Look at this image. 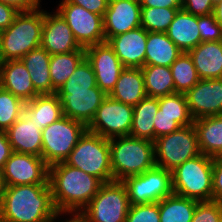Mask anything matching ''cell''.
<instances>
[{
    "label": "cell",
    "mask_w": 222,
    "mask_h": 222,
    "mask_svg": "<svg viewBox=\"0 0 222 222\" xmlns=\"http://www.w3.org/2000/svg\"><path fill=\"white\" fill-rule=\"evenodd\" d=\"M130 1H136V2H141V0H130Z\"/></svg>",
    "instance_id": "cell-54"
},
{
    "label": "cell",
    "mask_w": 222,
    "mask_h": 222,
    "mask_svg": "<svg viewBox=\"0 0 222 222\" xmlns=\"http://www.w3.org/2000/svg\"><path fill=\"white\" fill-rule=\"evenodd\" d=\"M220 222H222V201H220Z\"/></svg>",
    "instance_id": "cell-53"
},
{
    "label": "cell",
    "mask_w": 222,
    "mask_h": 222,
    "mask_svg": "<svg viewBox=\"0 0 222 222\" xmlns=\"http://www.w3.org/2000/svg\"><path fill=\"white\" fill-rule=\"evenodd\" d=\"M200 152L213 158L222 156V115L194 120Z\"/></svg>",
    "instance_id": "cell-26"
},
{
    "label": "cell",
    "mask_w": 222,
    "mask_h": 222,
    "mask_svg": "<svg viewBox=\"0 0 222 222\" xmlns=\"http://www.w3.org/2000/svg\"><path fill=\"white\" fill-rule=\"evenodd\" d=\"M85 57L93 68L97 87L109 95L125 67L108 42L85 48Z\"/></svg>",
    "instance_id": "cell-14"
},
{
    "label": "cell",
    "mask_w": 222,
    "mask_h": 222,
    "mask_svg": "<svg viewBox=\"0 0 222 222\" xmlns=\"http://www.w3.org/2000/svg\"><path fill=\"white\" fill-rule=\"evenodd\" d=\"M125 222H160L159 202L130 205Z\"/></svg>",
    "instance_id": "cell-38"
},
{
    "label": "cell",
    "mask_w": 222,
    "mask_h": 222,
    "mask_svg": "<svg viewBox=\"0 0 222 222\" xmlns=\"http://www.w3.org/2000/svg\"><path fill=\"white\" fill-rule=\"evenodd\" d=\"M182 53L166 33L148 32L145 66L170 67Z\"/></svg>",
    "instance_id": "cell-28"
},
{
    "label": "cell",
    "mask_w": 222,
    "mask_h": 222,
    "mask_svg": "<svg viewBox=\"0 0 222 222\" xmlns=\"http://www.w3.org/2000/svg\"><path fill=\"white\" fill-rule=\"evenodd\" d=\"M214 0H184L181 8L193 15H210L214 12Z\"/></svg>",
    "instance_id": "cell-42"
},
{
    "label": "cell",
    "mask_w": 222,
    "mask_h": 222,
    "mask_svg": "<svg viewBox=\"0 0 222 222\" xmlns=\"http://www.w3.org/2000/svg\"><path fill=\"white\" fill-rule=\"evenodd\" d=\"M198 28L201 42L222 41V28L214 14L198 16Z\"/></svg>",
    "instance_id": "cell-39"
},
{
    "label": "cell",
    "mask_w": 222,
    "mask_h": 222,
    "mask_svg": "<svg viewBox=\"0 0 222 222\" xmlns=\"http://www.w3.org/2000/svg\"><path fill=\"white\" fill-rule=\"evenodd\" d=\"M44 11L19 12L14 22L1 31L4 61L20 60L28 52L40 47Z\"/></svg>",
    "instance_id": "cell-5"
},
{
    "label": "cell",
    "mask_w": 222,
    "mask_h": 222,
    "mask_svg": "<svg viewBox=\"0 0 222 222\" xmlns=\"http://www.w3.org/2000/svg\"><path fill=\"white\" fill-rule=\"evenodd\" d=\"M166 34L182 52L188 53L201 43L198 16L179 9Z\"/></svg>",
    "instance_id": "cell-23"
},
{
    "label": "cell",
    "mask_w": 222,
    "mask_h": 222,
    "mask_svg": "<svg viewBox=\"0 0 222 222\" xmlns=\"http://www.w3.org/2000/svg\"><path fill=\"white\" fill-rule=\"evenodd\" d=\"M62 1H67L68 3L79 5L84 9L101 16H104L109 2V0H62Z\"/></svg>",
    "instance_id": "cell-44"
},
{
    "label": "cell",
    "mask_w": 222,
    "mask_h": 222,
    "mask_svg": "<svg viewBox=\"0 0 222 222\" xmlns=\"http://www.w3.org/2000/svg\"><path fill=\"white\" fill-rule=\"evenodd\" d=\"M109 96L124 104L137 105L147 96L142 69L125 67Z\"/></svg>",
    "instance_id": "cell-25"
},
{
    "label": "cell",
    "mask_w": 222,
    "mask_h": 222,
    "mask_svg": "<svg viewBox=\"0 0 222 222\" xmlns=\"http://www.w3.org/2000/svg\"><path fill=\"white\" fill-rule=\"evenodd\" d=\"M12 153L13 149L8 141L6 133L4 131H0V169H3L4 164Z\"/></svg>",
    "instance_id": "cell-47"
},
{
    "label": "cell",
    "mask_w": 222,
    "mask_h": 222,
    "mask_svg": "<svg viewBox=\"0 0 222 222\" xmlns=\"http://www.w3.org/2000/svg\"><path fill=\"white\" fill-rule=\"evenodd\" d=\"M51 55L41 46L28 52L20 60L28 70L34 89L40 94H56L50 77Z\"/></svg>",
    "instance_id": "cell-24"
},
{
    "label": "cell",
    "mask_w": 222,
    "mask_h": 222,
    "mask_svg": "<svg viewBox=\"0 0 222 222\" xmlns=\"http://www.w3.org/2000/svg\"><path fill=\"white\" fill-rule=\"evenodd\" d=\"M179 9L141 7V27L148 32L166 33Z\"/></svg>",
    "instance_id": "cell-34"
},
{
    "label": "cell",
    "mask_w": 222,
    "mask_h": 222,
    "mask_svg": "<svg viewBox=\"0 0 222 222\" xmlns=\"http://www.w3.org/2000/svg\"><path fill=\"white\" fill-rule=\"evenodd\" d=\"M147 36L148 31L140 26L113 36L107 42L124 67L142 68L145 66Z\"/></svg>",
    "instance_id": "cell-19"
},
{
    "label": "cell",
    "mask_w": 222,
    "mask_h": 222,
    "mask_svg": "<svg viewBox=\"0 0 222 222\" xmlns=\"http://www.w3.org/2000/svg\"><path fill=\"white\" fill-rule=\"evenodd\" d=\"M185 96L194 120L222 115V79H200Z\"/></svg>",
    "instance_id": "cell-15"
},
{
    "label": "cell",
    "mask_w": 222,
    "mask_h": 222,
    "mask_svg": "<svg viewBox=\"0 0 222 222\" xmlns=\"http://www.w3.org/2000/svg\"><path fill=\"white\" fill-rule=\"evenodd\" d=\"M24 112L30 117L39 130L62 118L63 109L56 94L38 95L25 102Z\"/></svg>",
    "instance_id": "cell-27"
},
{
    "label": "cell",
    "mask_w": 222,
    "mask_h": 222,
    "mask_svg": "<svg viewBox=\"0 0 222 222\" xmlns=\"http://www.w3.org/2000/svg\"><path fill=\"white\" fill-rule=\"evenodd\" d=\"M4 63V58L2 55V39H1V33H0V66Z\"/></svg>",
    "instance_id": "cell-52"
},
{
    "label": "cell",
    "mask_w": 222,
    "mask_h": 222,
    "mask_svg": "<svg viewBox=\"0 0 222 222\" xmlns=\"http://www.w3.org/2000/svg\"><path fill=\"white\" fill-rule=\"evenodd\" d=\"M25 102L0 86V131L10 128L24 112Z\"/></svg>",
    "instance_id": "cell-35"
},
{
    "label": "cell",
    "mask_w": 222,
    "mask_h": 222,
    "mask_svg": "<svg viewBox=\"0 0 222 222\" xmlns=\"http://www.w3.org/2000/svg\"><path fill=\"white\" fill-rule=\"evenodd\" d=\"M191 222H220V202H198Z\"/></svg>",
    "instance_id": "cell-40"
},
{
    "label": "cell",
    "mask_w": 222,
    "mask_h": 222,
    "mask_svg": "<svg viewBox=\"0 0 222 222\" xmlns=\"http://www.w3.org/2000/svg\"><path fill=\"white\" fill-rule=\"evenodd\" d=\"M57 12L63 17L76 42L82 48L106 42L103 16L92 13L83 7L61 1Z\"/></svg>",
    "instance_id": "cell-12"
},
{
    "label": "cell",
    "mask_w": 222,
    "mask_h": 222,
    "mask_svg": "<svg viewBox=\"0 0 222 222\" xmlns=\"http://www.w3.org/2000/svg\"><path fill=\"white\" fill-rule=\"evenodd\" d=\"M141 26V3L130 0H109L103 16L106 42L113 36Z\"/></svg>",
    "instance_id": "cell-17"
},
{
    "label": "cell",
    "mask_w": 222,
    "mask_h": 222,
    "mask_svg": "<svg viewBox=\"0 0 222 222\" xmlns=\"http://www.w3.org/2000/svg\"><path fill=\"white\" fill-rule=\"evenodd\" d=\"M170 69L174 80V93L186 94L200 80L189 53L183 52Z\"/></svg>",
    "instance_id": "cell-33"
},
{
    "label": "cell",
    "mask_w": 222,
    "mask_h": 222,
    "mask_svg": "<svg viewBox=\"0 0 222 222\" xmlns=\"http://www.w3.org/2000/svg\"><path fill=\"white\" fill-rule=\"evenodd\" d=\"M161 114L179 115V124L184 127L193 124L185 94L173 93L158 98Z\"/></svg>",
    "instance_id": "cell-36"
},
{
    "label": "cell",
    "mask_w": 222,
    "mask_h": 222,
    "mask_svg": "<svg viewBox=\"0 0 222 222\" xmlns=\"http://www.w3.org/2000/svg\"><path fill=\"white\" fill-rule=\"evenodd\" d=\"M113 181L140 175L156 166L154 142L131 136L109 139Z\"/></svg>",
    "instance_id": "cell-3"
},
{
    "label": "cell",
    "mask_w": 222,
    "mask_h": 222,
    "mask_svg": "<svg viewBox=\"0 0 222 222\" xmlns=\"http://www.w3.org/2000/svg\"><path fill=\"white\" fill-rule=\"evenodd\" d=\"M158 110V98L149 96L133 106L130 136L154 142V120Z\"/></svg>",
    "instance_id": "cell-29"
},
{
    "label": "cell",
    "mask_w": 222,
    "mask_h": 222,
    "mask_svg": "<svg viewBox=\"0 0 222 222\" xmlns=\"http://www.w3.org/2000/svg\"><path fill=\"white\" fill-rule=\"evenodd\" d=\"M214 158L199 154L172 170L173 193L196 201L213 200Z\"/></svg>",
    "instance_id": "cell-4"
},
{
    "label": "cell",
    "mask_w": 222,
    "mask_h": 222,
    "mask_svg": "<svg viewBox=\"0 0 222 222\" xmlns=\"http://www.w3.org/2000/svg\"><path fill=\"white\" fill-rule=\"evenodd\" d=\"M188 53L200 79H222V41L201 42Z\"/></svg>",
    "instance_id": "cell-22"
},
{
    "label": "cell",
    "mask_w": 222,
    "mask_h": 222,
    "mask_svg": "<svg viewBox=\"0 0 222 222\" xmlns=\"http://www.w3.org/2000/svg\"><path fill=\"white\" fill-rule=\"evenodd\" d=\"M198 202L173 193L159 202L160 222H191Z\"/></svg>",
    "instance_id": "cell-31"
},
{
    "label": "cell",
    "mask_w": 222,
    "mask_h": 222,
    "mask_svg": "<svg viewBox=\"0 0 222 222\" xmlns=\"http://www.w3.org/2000/svg\"><path fill=\"white\" fill-rule=\"evenodd\" d=\"M56 213L49 184L6 186L0 200L2 222H49Z\"/></svg>",
    "instance_id": "cell-2"
},
{
    "label": "cell",
    "mask_w": 222,
    "mask_h": 222,
    "mask_svg": "<svg viewBox=\"0 0 222 222\" xmlns=\"http://www.w3.org/2000/svg\"><path fill=\"white\" fill-rule=\"evenodd\" d=\"M132 121L133 106L107 95L87 130L107 139L130 136Z\"/></svg>",
    "instance_id": "cell-11"
},
{
    "label": "cell",
    "mask_w": 222,
    "mask_h": 222,
    "mask_svg": "<svg viewBox=\"0 0 222 222\" xmlns=\"http://www.w3.org/2000/svg\"><path fill=\"white\" fill-rule=\"evenodd\" d=\"M18 14L16 8L0 2V32L8 28Z\"/></svg>",
    "instance_id": "cell-45"
},
{
    "label": "cell",
    "mask_w": 222,
    "mask_h": 222,
    "mask_svg": "<svg viewBox=\"0 0 222 222\" xmlns=\"http://www.w3.org/2000/svg\"><path fill=\"white\" fill-rule=\"evenodd\" d=\"M5 189H6V184L4 181L3 171L2 169H0V200L2 198Z\"/></svg>",
    "instance_id": "cell-51"
},
{
    "label": "cell",
    "mask_w": 222,
    "mask_h": 222,
    "mask_svg": "<svg viewBox=\"0 0 222 222\" xmlns=\"http://www.w3.org/2000/svg\"><path fill=\"white\" fill-rule=\"evenodd\" d=\"M49 186L57 212L80 213L104 184L81 169L65 162L49 166Z\"/></svg>",
    "instance_id": "cell-1"
},
{
    "label": "cell",
    "mask_w": 222,
    "mask_h": 222,
    "mask_svg": "<svg viewBox=\"0 0 222 222\" xmlns=\"http://www.w3.org/2000/svg\"><path fill=\"white\" fill-rule=\"evenodd\" d=\"M141 69L147 96L160 98L174 93V80L170 67L147 65Z\"/></svg>",
    "instance_id": "cell-30"
},
{
    "label": "cell",
    "mask_w": 222,
    "mask_h": 222,
    "mask_svg": "<svg viewBox=\"0 0 222 222\" xmlns=\"http://www.w3.org/2000/svg\"><path fill=\"white\" fill-rule=\"evenodd\" d=\"M85 58V49L51 55L50 77L53 89L57 92L74 73L76 67Z\"/></svg>",
    "instance_id": "cell-32"
},
{
    "label": "cell",
    "mask_w": 222,
    "mask_h": 222,
    "mask_svg": "<svg viewBox=\"0 0 222 222\" xmlns=\"http://www.w3.org/2000/svg\"><path fill=\"white\" fill-rule=\"evenodd\" d=\"M0 86L24 102L40 95L33 86L30 74L21 60H8L0 66Z\"/></svg>",
    "instance_id": "cell-21"
},
{
    "label": "cell",
    "mask_w": 222,
    "mask_h": 222,
    "mask_svg": "<svg viewBox=\"0 0 222 222\" xmlns=\"http://www.w3.org/2000/svg\"><path fill=\"white\" fill-rule=\"evenodd\" d=\"M212 185L213 200L222 201V156L214 158Z\"/></svg>",
    "instance_id": "cell-43"
},
{
    "label": "cell",
    "mask_w": 222,
    "mask_h": 222,
    "mask_svg": "<svg viewBox=\"0 0 222 222\" xmlns=\"http://www.w3.org/2000/svg\"><path fill=\"white\" fill-rule=\"evenodd\" d=\"M2 171L6 186L49 184V166L32 154L13 152Z\"/></svg>",
    "instance_id": "cell-13"
},
{
    "label": "cell",
    "mask_w": 222,
    "mask_h": 222,
    "mask_svg": "<svg viewBox=\"0 0 222 222\" xmlns=\"http://www.w3.org/2000/svg\"><path fill=\"white\" fill-rule=\"evenodd\" d=\"M87 126L63 116L42 130V158L48 166L64 162Z\"/></svg>",
    "instance_id": "cell-8"
},
{
    "label": "cell",
    "mask_w": 222,
    "mask_h": 222,
    "mask_svg": "<svg viewBox=\"0 0 222 222\" xmlns=\"http://www.w3.org/2000/svg\"><path fill=\"white\" fill-rule=\"evenodd\" d=\"M181 127L179 124V115L161 114L159 109L154 120V140L158 137L168 135Z\"/></svg>",
    "instance_id": "cell-41"
},
{
    "label": "cell",
    "mask_w": 222,
    "mask_h": 222,
    "mask_svg": "<svg viewBox=\"0 0 222 222\" xmlns=\"http://www.w3.org/2000/svg\"><path fill=\"white\" fill-rule=\"evenodd\" d=\"M157 167L172 171L185 161L201 154L198 135L193 124L154 140Z\"/></svg>",
    "instance_id": "cell-7"
},
{
    "label": "cell",
    "mask_w": 222,
    "mask_h": 222,
    "mask_svg": "<svg viewBox=\"0 0 222 222\" xmlns=\"http://www.w3.org/2000/svg\"><path fill=\"white\" fill-rule=\"evenodd\" d=\"M141 7L181 9L180 0H141Z\"/></svg>",
    "instance_id": "cell-48"
},
{
    "label": "cell",
    "mask_w": 222,
    "mask_h": 222,
    "mask_svg": "<svg viewBox=\"0 0 222 222\" xmlns=\"http://www.w3.org/2000/svg\"><path fill=\"white\" fill-rule=\"evenodd\" d=\"M63 109V115L88 126L97 109L107 96L97 85L88 90L56 93Z\"/></svg>",
    "instance_id": "cell-16"
},
{
    "label": "cell",
    "mask_w": 222,
    "mask_h": 222,
    "mask_svg": "<svg viewBox=\"0 0 222 222\" xmlns=\"http://www.w3.org/2000/svg\"><path fill=\"white\" fill-rule=\"evenodd\" d=\"M64 162L103 183L113 181L109 139L99 134L86 130Z\"/></svg>",
    "instance_id": "cell-6"
},
{
    "label": "cell",
    "mask_w": 222,
    "mask_h": 222,
    "mask_svg": "<svg viewBox=\"0 0 222 222\" xmlns=\"http://www.w3.org/2000/svg\"><path fill=\"white\" fill-rule=\"evenodd\" d=\"M60 214H62V213L57 212V213L50 219L49 222H54L56 219H58L57 217H60V216H61ZM72 214H73V216L71 217V219H70V220H66V221L64 220V222H87L86 219H85V217H84L81 213H75V212H73ZM61 222H63V221H61Z\"/></svg>",
    "instance_id": "cell-49"
},
{
    "label": "cell",
    "mask_w": 222,
    "mask_h": 222,
    "mask_svg": "<svg viewBox=\"0 0 222 222\" xmlns=\"http://www.w3.org/2000/svg\"><path fill=\"white\" fill-rule=\"evenodd\" d=\"M213 14L216 18L217 23L222 28V0H217L215 2Z\"/></svg>",
    "instance_id": "cell-50"
},
{
    "label": "cell",
    "mask_w": 222,
    "mask_h": 222,
    "mask_svg": "<svg viewBox=\"0 0 222 222\" xmlns=\"http://www.w3.org/2000/svg\"><path fill=\"white\" fill-rule=\"evenodd\" d=\"M96 86L95 73L86 57L76 67L74 73L56 93L88 90Z\"/></svg>",
    "instance_id": "cell-37"
},
{
    "label": "cell",
    "mask_w": 222,
    "mask_h": 222,
    "mask_svg": "<svg viewBox=\"0 0 222 222\" xmlns=\"http://www.w3.org/2000/svg\"><path fill=\"white\" fill-rule=\"evenodd\" d=\"M122 183L131 205L160 202L173 194L172 172L157 166L140 175L127 177Z\"/></svg>",
    "instance_id": "cell-10"
},
{
    "label": "cell",
    "mask_w": 222,
    "mask_h": 222,
    "mask_svg": "<svg viewBox=\"0 0 222 222\" xmlns=\"http://www.w3.org/2000/svg\"><path fill=\"white\" fill-rule=\"evenodd\" d=\"M5 133L13 152L42 157V130L25 112Z\"/></svg>",
    "instance_id": "cell-20"
},
{
    "label": "cell",
    "mask_w": 222,
    "mask_h": 222,
    "mask_svg": "<svg viewBox=\"0 0 222 222\" xmlns=\"http://www.w3.org/2000/svg\"><path fill=\"white\" fill-rule=\"evenodd\" d=\"M0 2L16 8L19 12L33 11L41 8V0H0Z\"/></svg>",
    "instance_id": "cell-46"
},
{
    "label": "cell",
    "mask_w": 222,
    "mask_h": 222,
    "mask_svg": "<svg viewBox=\"0 0 222 222\" xmlns=\"http://www.w3.org/2000/svg\"><path fill=\"white\" fill-rule=\"evenodd\" d=\"M130 205L125 185L112 181L104 183L80 213L87 222H125Z\"/></svg>",
    "instance_id": "cell-9"
},
{
    "label": "cell",
    "mask_w": 222,
    "mask_h": 222,
    "mask_svg": "<svg viewBox=\"0 0 222 222\" xmlns=\"http://www.w3.org/2000/svg\"><path fill=\"white\" fill-rule=\"evenodd\" d=\"M49 14L44 11L41 47L50 55L64 54L79 50L81 47L76 42L72 30L56 11Z\"/></svg>",
    "instance_id": "cell-18"
}]
</instances>
